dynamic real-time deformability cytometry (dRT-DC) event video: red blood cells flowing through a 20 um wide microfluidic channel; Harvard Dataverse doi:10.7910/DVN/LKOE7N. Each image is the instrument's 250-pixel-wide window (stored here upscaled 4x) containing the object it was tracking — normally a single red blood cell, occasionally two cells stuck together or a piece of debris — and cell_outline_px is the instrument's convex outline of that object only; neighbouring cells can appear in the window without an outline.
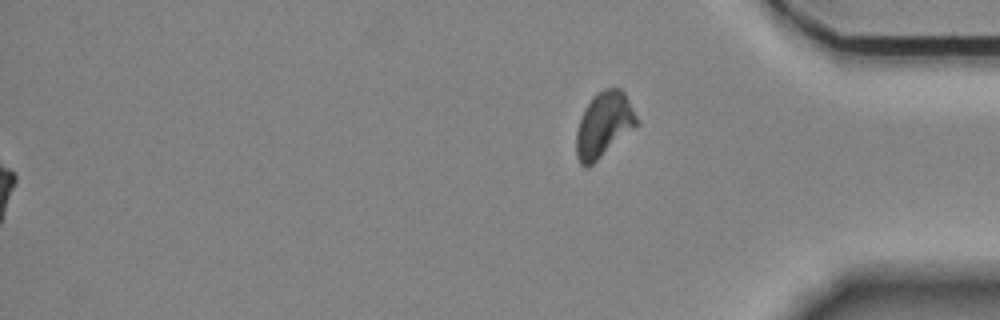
{"species": "Egyptian fruit bat (a non-hibernating species)", "species_latin": "Rousettus aegyptiacus", "temperature_condition": "room temperature", "stored_images_in_passage": 46, "segment_of_instrument_passage": [2, 2], "camera_frame_rate_fps": 3000, "um_per_image_px": 0.085, "animal": {"sex": "female"}, "frame": {"image": 1, "passage_image": 46, "time_ms": 15.0, "image_size_px": [1000, 320], "cell_outline_px": [[640, 124], [636, 128], [588, 168], [584, 168], [580, 164], [576, 156], [576, 132], [580, 116], [584, 108], [592, 96], [596, 92], [604, 88], [620, 88], [624, 92], [640, 120]], "centroid_in_image_um": [51.33, 10.6], "position_along_channel_um": 383.9, "area_um2": 23.58}}